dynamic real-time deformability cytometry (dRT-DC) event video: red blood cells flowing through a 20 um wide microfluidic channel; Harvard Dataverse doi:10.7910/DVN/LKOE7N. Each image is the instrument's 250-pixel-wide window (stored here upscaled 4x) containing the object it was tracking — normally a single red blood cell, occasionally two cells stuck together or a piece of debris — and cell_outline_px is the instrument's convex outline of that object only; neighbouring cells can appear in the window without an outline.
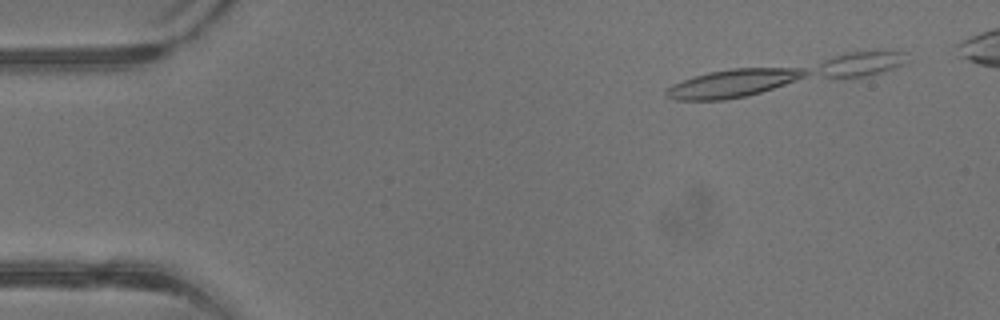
{"species": "common noctule bat (a hibernating species)", "species_latin": "Nyctalus noctula", "temperature_condition": "warm", "stored_images_in_passage": 16, "segment_of_instrument_passage": [1, 2], "camera_frame_rate_fps": 3000, "um_per_image_px": 0.085, "animal": {"sex": "male", "body_mass_g": 13.3}, "frame": {"image": 1, "passage_image": 3, "time_ms": 0.667, "image_size_px": [1000, 320], "cell_outline_px": [[908, 60], [892, 68], [880, 72], [864, 76], [724, 100], [676, 100], [668, 96], [664, 92], [672, 84], [708, 72], [732, 68], [848, 52], [908, 52]], "centroid_in_image_um": [66.56, 6.41], "position_along_channel_um": 18.4, "area_um2": 43.75}}